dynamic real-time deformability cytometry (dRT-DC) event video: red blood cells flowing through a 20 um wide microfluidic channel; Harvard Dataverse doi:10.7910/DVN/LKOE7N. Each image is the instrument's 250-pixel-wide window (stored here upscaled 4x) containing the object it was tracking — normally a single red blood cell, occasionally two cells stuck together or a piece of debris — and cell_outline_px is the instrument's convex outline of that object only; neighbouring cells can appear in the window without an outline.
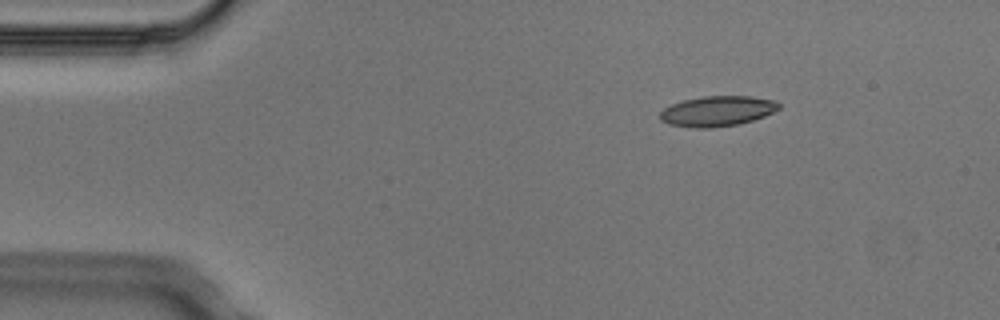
{"species": "Egyptian fruit bat (a non-hibernating species)", "species_latin": "Rousettus aegyptiacus", "temperature_condition": "cold", "stored_images_in_passage": 2, "camera_frame_rate_fps": 3000, "um_per_image_px": 0.085, "animal": {"sex": "male"}, "frame": {"image": 1, "passage_image": 1, "time_ms": 0.0, "image_size_px": [1000, 320], "cell_outline_px": [[780, 108], [764, 116], [740, 124], [712, 128], [696, 128], [668, 124], [660, 120], [660, 112], [664, 108], [672, 104], [684, 100], [704, 96], [752, 96], [776, 100], [780, 104]], "centroid_in_image_um": [60.98, 9.44], "position_along_channel_um": 24.0, "area_um2": 21.04}}